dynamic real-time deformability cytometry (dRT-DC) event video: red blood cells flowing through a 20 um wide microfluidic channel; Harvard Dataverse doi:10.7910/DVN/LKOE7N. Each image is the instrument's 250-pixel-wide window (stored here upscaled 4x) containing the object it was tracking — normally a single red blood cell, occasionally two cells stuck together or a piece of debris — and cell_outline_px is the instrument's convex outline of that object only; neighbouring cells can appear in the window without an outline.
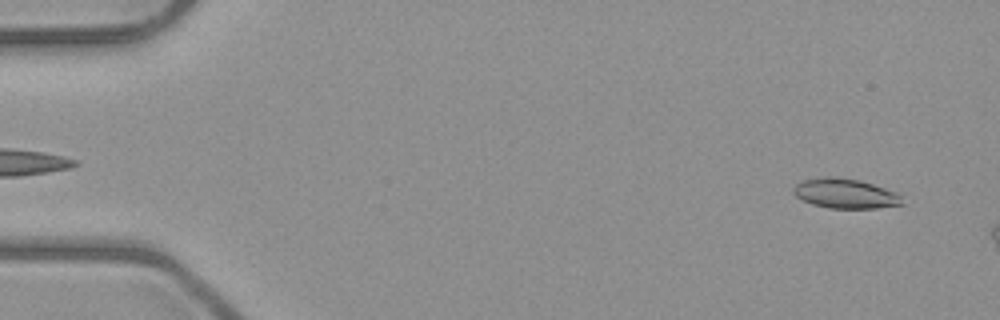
{"species": "common noctule bat (a hibernating species)", "species_latin": "Nyctalus noctula", "temperature_condition": "room temperature", "stored_images_in_passage": 5, "camera_frame_rate_fps": 3000, "um_per_image_px": 0.085, "animal": {"sex": "male", "body_mass_g": 23.1, "forearm_length_mm": 52.7}, "frame": {"image": 1, "passage_image": 5, "time_ms": 4.667, "image_size_px": [1000, 320], "cell_outline_px": [[904, 204], [876, 208], [828, 208], [812, 204], [796, 196], [792, 192], [792, 188], [800, 180], [820, 176], [836, 176], [860, 180], [896, 192], [900, 196]], "centroid_in_image_um": [71.79, 16.43], "position_along_channel_um": 13.2, "area_um2": 19.02}}